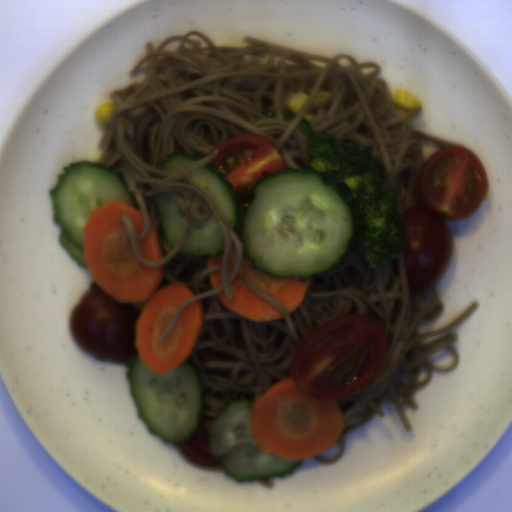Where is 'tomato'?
<instances>
[{
    "instance_id": "3",
    "label": "tomato",
    "mask_w": 512,
    "mask_h": 512,
    "mask_svg": "<svg viewBox=\"0 0 512 512\" xmlns=\"http://www.w3.org/2000/svg\"><path fill=\"white\" fill-rule=\"evenodd\" d=\"M214 150H218V155L208 164L232 184L243 218L257 184L286 169L277 147L260 134L240 132L215 145L209 155Z\"/></svg>"
},
{
    "instance_id": "6",
    "label": "tomato",
    "mask_w": 512,
    "mask_h": 512,
    "mask_svg": "<svg viewBox=\"0 0 512 512\" xmlns=\"http://www.w3.org/2000/svg\"><path fill=\"white\" fill-rule=\"evenodd\" d=\"M230 322L233 326V339L235 348H237L238 350H246L243 339L242 327L239 319H232L230 320Z\"/></svg>"
},
{
    "instance_id": "2",
    "label": "tomato",
    "mask_w": 512,
    "mask_h": 512,
    "mask_svg": "<svg viewBox=\"0 0 512 512\" xmlns=\"http://www.w3.org/2000/svg\"><path fill=\"white\" fill-rule=\"evenodd\" d=\"M388 335L367 315L349 314L314 328L289 365L295 384L315 400H336L360 392L381 370Z\"/></svg>"
},
{
    "instance_id": "1",
    "label": "tomato",
    "mask_w": 512,
    "mask_h": 512,
    "mask_svg": "<svg viewBox=\"0 0 512 512\" xmlns=\"http://www.w3.org/2000/svg\"><path fill=\"white\" fill-rule=\"evenodd\" d=\"M417 189L419 205L401 214L408 290L415 295L435 287L451 261L452 233L445 220L475 214L488 194V178L472 150L447 144L425 159Z\"/></svg>"
},
{
    "instance_id": "7",
    "label": "tomato",
    "mask_w": 512,
    "mask_h": 512,
    "mask_svg": "<svg viewBox=\"0 0 512 512\" xmlns=\"http://www.w3.org/2000/svg\"><path fill=\"white\" fill-rule=\"evenodd\" d=\"M213 329H214V333L215 335L218 337V338H225L227 336V332H226V329H225V326L224 324L222 323L221 320H214L213 322Z\"/></svg>"
},
{
    "instance_id": "5",
    "label": "tomato",
    "mask_w": 512,
    "mask_h": 512,
    "mask_svg": "<svg viewBox=\"0 0 512 512\" xmlns=\"http://www.w3.org/2000/svg\"><path fill=\"white\" fill-rule=\"evenodd\" d=\"M195 353L200 362H240L239 357L214 348H202Z\"/></svg>"
},
{
    "instance_id": "4",
    "label": "tomato",
    "mask_w": 512,
    "mask_h": 512,
    "mask_svg": "<svg viewBox=\"0 0 512 512\" xmlns=\"http://www.w3.org/2000/svg\"><path fill=\"white\" fill-rule=\"evenodd\" d=\"M216 418L201 416L196 434L185 444H179L185 455L195 464L206 468H218L223 466L219 458L213 455L209 449L208 427Z\"/></svg>"
}]
</instances>
